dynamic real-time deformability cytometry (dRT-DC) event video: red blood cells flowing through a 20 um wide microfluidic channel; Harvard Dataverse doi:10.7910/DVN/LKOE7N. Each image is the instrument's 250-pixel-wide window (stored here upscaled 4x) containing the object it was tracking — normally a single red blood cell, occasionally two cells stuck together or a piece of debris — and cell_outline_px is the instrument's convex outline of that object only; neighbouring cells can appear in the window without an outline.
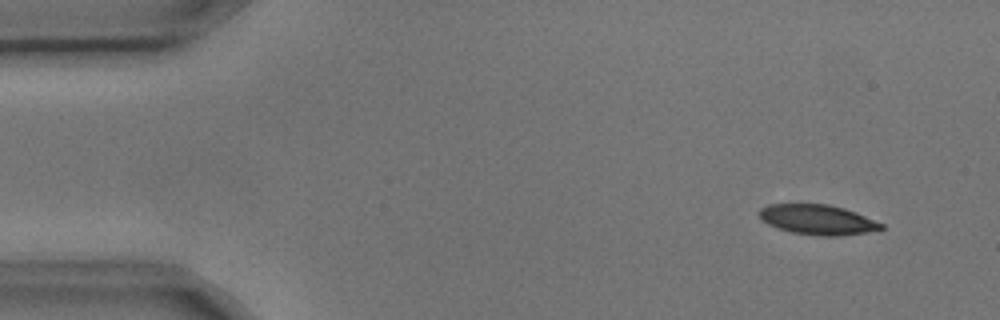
{"species": "common noctule bat (a hibernating species)", "species_latin": "Nyctalus noctula", "temperature_condition": "cold", "stored_images_in_passage": 3, "camera_frame_rate_fps": 3000, "um_per_image_px": 0.085, "animal": {"sex": "male", "body_mass_g": 17.9, "forearm_length_mm": 54.2}, "frame": {"image": 1, "passage_image": 1, "time_ms": 0.0, "image_size_px": [1000, 320], "cell_outline_px": [[884, 228], [864, 232], [836, 236], [820, 236], [792, 232], [768, 224], [760, 216], [760, 208], [768, 204], [828, 204], [844, 208], [856, 212], [884, 224]], "centroid_in_image_um": [69.51, 18.66], "position_along_channel_um": 15.5, "area_um2": 20.98}}